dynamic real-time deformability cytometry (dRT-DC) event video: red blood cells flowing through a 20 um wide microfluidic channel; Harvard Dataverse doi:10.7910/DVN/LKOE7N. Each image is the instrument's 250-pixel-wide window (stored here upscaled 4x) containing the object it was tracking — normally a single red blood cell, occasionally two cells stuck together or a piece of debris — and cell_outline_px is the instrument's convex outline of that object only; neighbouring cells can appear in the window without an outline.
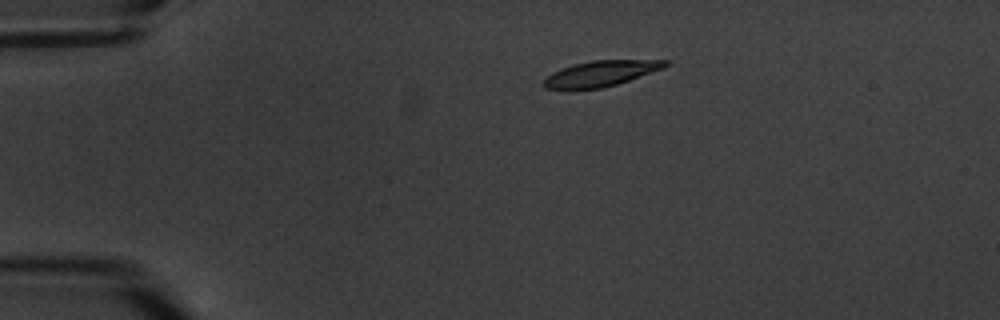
{"species": "common noctule bat (a hibernating species)", "species_latin": "Nyctalus noctula", "temperature_condition": "warm", "stored_images_in_passage": 4, "camera_frame_rate_fps": 3000, "um_per_image_px": 0.085, "animal": {"sex": "male", "body_mass_g": 20.1, "forearm_length_mm": 53.5}, "frame": {"image": 1, "passage_image": 3, "time_ms": 2.333, "image_size_px": [1000, 320], "cell_outline_px": [[668, 64], [664, 68], [616, 84], [600, 88], [544, 88], [540, 84], [552, 72], [560, 68], [592, 60], [668, 60]], "centroid_in_image_um": [51.06, 6.23], "position_along_channel_um": 33.9, "area_um2": 17.74}}